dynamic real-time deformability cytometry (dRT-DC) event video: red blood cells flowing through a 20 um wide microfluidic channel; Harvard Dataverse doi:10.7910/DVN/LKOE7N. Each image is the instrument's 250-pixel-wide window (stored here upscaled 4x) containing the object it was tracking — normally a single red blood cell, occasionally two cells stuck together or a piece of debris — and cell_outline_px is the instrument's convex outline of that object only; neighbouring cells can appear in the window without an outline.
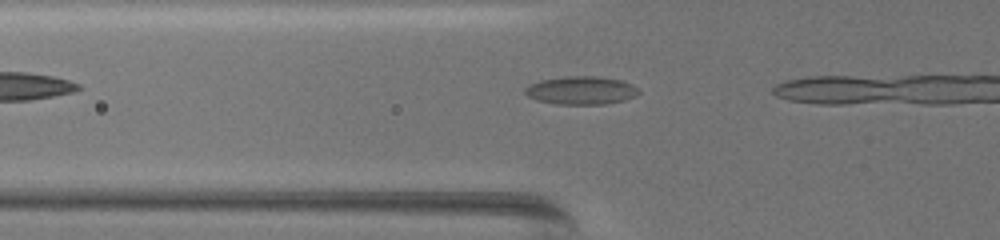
{"species": "common noctule bat (a hibernating species)", "species_latin": "Nyctalus noctula", "temperature_condition": "warm", "stored_images_in_passage": 10, "camera_frame_rate_fps": 3000, "um_per_image_px": 0.085, "animal": {"sex": "female", "body_mass_g": 19.5, "forearm_length_mm": 54.1}, "frame": {"image": 1, "passage_image": 4, "time_ms": 1.0, "image_size_px": [1000, 240], "cell_outline_px": [[640, 92], [636, 96], [624, 100], [608, 104], [556, 104], [536, 100], [528, 96], [524, 92], [524, 88], [528, 84], [540, 80], [564, 76], [596, 76], [620, 80], [632, 84]], "centroid_in_image_um": [49.37, 7.68], "position_along_channel_um": 76.4, "area_um2": 18.79}}
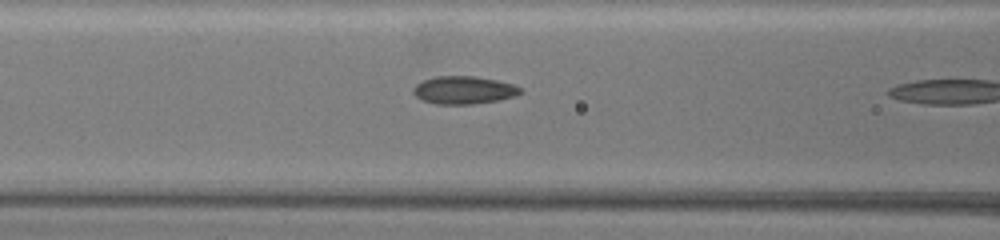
{"frame": {"image": 2, "passage_image": 9, "time_ms": 2.667, "image_size_px": [1000, 240], "cell_outline_px": [[524, 92], [516, 96], [500, 100], [472, 104], [436, 104], [420, 100], [412, 92], [412, 88], [416, 84], [424, 80], [436, 76], [472, 76], [496, 80], [512, 84], [520, 88]], "centroid_in_image_um": [39.41, 7.67], "position_along_channel_um": 127.2, "area_um2": 17.46}}